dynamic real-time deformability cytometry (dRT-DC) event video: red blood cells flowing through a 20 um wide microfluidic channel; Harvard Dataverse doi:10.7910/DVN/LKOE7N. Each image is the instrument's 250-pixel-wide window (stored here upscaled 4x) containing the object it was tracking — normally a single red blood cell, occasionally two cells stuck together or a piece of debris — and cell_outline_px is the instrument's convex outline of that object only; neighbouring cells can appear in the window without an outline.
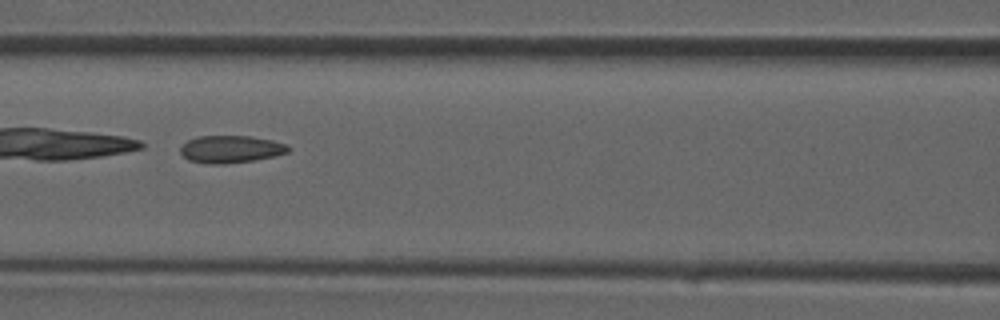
{"species": "common noctule bat (a hibernating species)", "species_latin": "Nyctalus noctula", "temperature_condition": "room temperature", "stored_images_in_passage": 30, "camera_frame_rate_fps": 3000, "um_per_image_px": 0.085, "animal": {"sex": "male", "forearm_length_mm": 52.5}, "frame": {"image": 1, "passage_image": 9, "time_ms": 2.667, "image_size_px": [1000, 320], "cell_outline_px": [[292, 148], [288, 152], [256, 160], [224, 164], [208, 164], [188, 160], [180, 152], [180, 148], [188, 140], [196, 136], [252, 136], [272, 140], [288, 144]], "centroid_in_image_um": [19.63, 12.68], "position_along_channel_um": 147.0, "area_um2": 17.34}}